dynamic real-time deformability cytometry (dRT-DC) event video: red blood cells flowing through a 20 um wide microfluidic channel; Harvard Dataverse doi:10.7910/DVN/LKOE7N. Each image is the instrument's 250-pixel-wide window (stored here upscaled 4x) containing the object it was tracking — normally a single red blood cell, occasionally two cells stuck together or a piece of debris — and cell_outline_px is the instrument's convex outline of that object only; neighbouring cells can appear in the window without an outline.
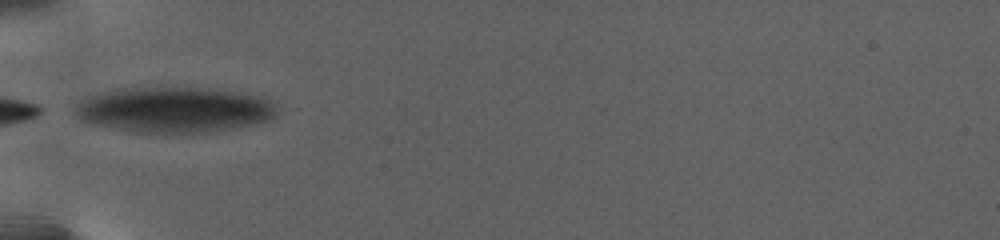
{"species": "human", "species_latin": "Homo sapiens", "temperature_condition": "warm", "stored_images_in_passage": 3, "camera_frame_rate_fps": 3000, "um_per_image_px": 0.085, "donor": {"sex": "female"}, "frame": {"image": 1, "passage_image": 1, "time_ms": 0.0, "image_size_px": [1000, 240], "cell_outline_px": [[272, 116], [264, 120], [232, 128], [212, 132], [164, 136], [136, 132], [92, 124], [80, 120], [76, 116], [76, 104], [80, 100], [116, 88], [156, 84], [208, 88], [256, 96], [268, 100], [272, 104]], "centroid_in_image_um": [14.64, 9.32], "position_along_channel_um": 70.4, "area_um2": 54.62}}